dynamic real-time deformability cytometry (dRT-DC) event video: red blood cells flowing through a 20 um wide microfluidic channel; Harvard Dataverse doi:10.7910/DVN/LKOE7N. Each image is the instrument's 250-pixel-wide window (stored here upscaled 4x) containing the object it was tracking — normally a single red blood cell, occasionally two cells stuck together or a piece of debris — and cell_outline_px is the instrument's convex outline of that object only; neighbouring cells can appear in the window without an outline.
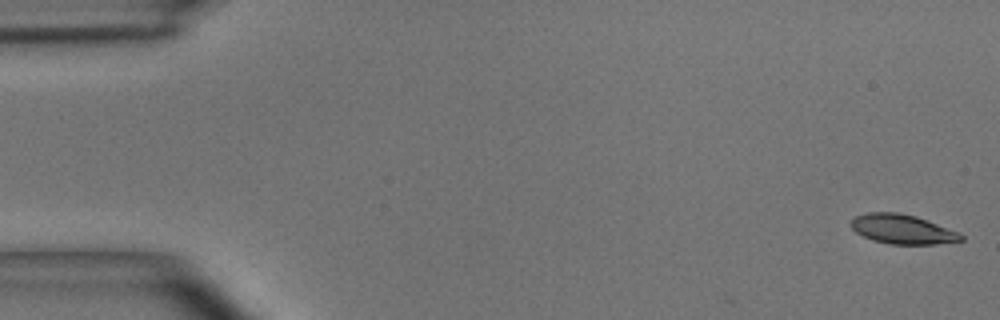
{"species": "common noctule bat (a hibernating species)", "species_latin": "Nyctalus noctula", "temperature_condition": "room temperature", "stored_images_in_passage": 6, "camera_frame_rate_fps": 3000, "um_per_image_px": 0.085, "animal": {"sex": "male", "body_mass_g": 15.6}, "frame": {"image": 1, "passage_image": 1, "time_ms": 0.0, "image_size_px": [1000, 320], "cell_outline_px": [[964, 240], [936, 244], [888, 244], [872, 240], [856, 232], [848, 224], [856, 216], [868, 212], [900, 212], [916, 216], [960, 232], [964, 236]], "centroid_in_image_um": [76.71, 19.48], "position_along_channel_um": 8.3, "area_um2": 19.02}}